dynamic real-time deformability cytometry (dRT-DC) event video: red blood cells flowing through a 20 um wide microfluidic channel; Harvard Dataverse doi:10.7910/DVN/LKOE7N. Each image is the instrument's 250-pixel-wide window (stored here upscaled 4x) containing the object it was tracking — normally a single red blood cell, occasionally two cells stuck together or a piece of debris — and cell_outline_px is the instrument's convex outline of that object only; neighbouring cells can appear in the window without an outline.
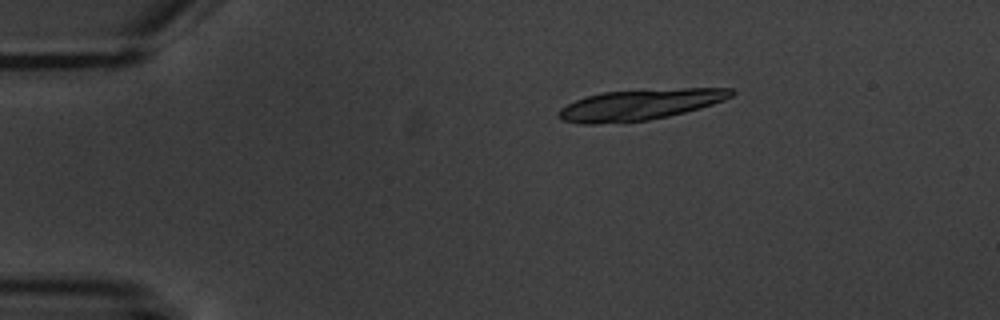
{"species": "common noctule bat (a hibernating species)", "species_latin": "Nyctalus noctula", "temperature_condition": "warm", "stored_images_in_passage": 5, "camera_frame_rate_fps": 3000, "um_per_image_px": 0.085, "animal": {"sex": "male", "body_mass_g": 20.1, "forearm_length_mm": 53.5}, "frame": {"image": 1, "passage_image": 5, "time_ms": 6.0, "image_size_px": [1000, 320], "cell_outline_px": [[736, 92], [732, 96], [724, 100], [700, 108], [668, 116], [648, 120], [600, 124], [580, 124], [560, 120], [556, 116], [556, 112], [560, 108], [576, 100], [588, 96], [604, 92], [684, 88], [732, 88]], "centroid_in_image_um": [54.36, 8.91], "position_along_channel_um": 30.6, "area_um2": 30.92}}